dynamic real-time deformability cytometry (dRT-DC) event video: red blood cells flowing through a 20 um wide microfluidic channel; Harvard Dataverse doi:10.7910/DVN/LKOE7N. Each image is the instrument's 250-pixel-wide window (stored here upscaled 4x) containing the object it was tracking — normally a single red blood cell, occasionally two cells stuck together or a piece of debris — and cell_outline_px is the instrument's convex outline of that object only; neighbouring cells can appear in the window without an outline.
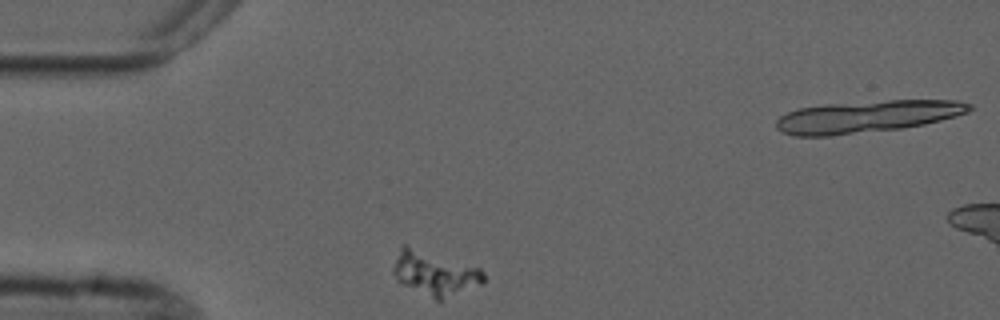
{"species": "common noctule bat (a hibernating species)", "species_latin": "Nyctalus noctula", "temperature_condition": "cold", "stored_images_in_passage": 5, "camera_frame_rate_fps": 3000, "um_per_image_px": 0.085, "animal": {"sex": "male", "forearm_length_mm": 52.5}, "frame": {"image": 1, "passage_image": 1, "time_ms": 0.0, "image_size_px": [1000, 320], "cell_outline_px": [[484, 284], [440, 300], [436, 300], [396, 280], [392, 272], [392, 268], [400, 248], [404, 244], [480, 268], [484, 272]], "centroid_in_image_um": [36.96, 23.23], "position_along_channel_um": 48.0, "area_um2": 22.89}}
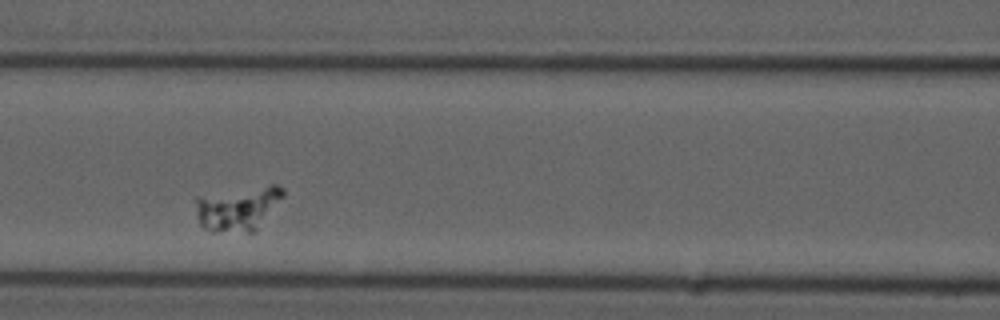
{"frame": {"image": 2, "passage_image": 4, "time_ms": 3.333, "image_size_px": [1000, 320], "cell_outline_px": [[284, 196], [256, 232], [212, 232], [204, 228], [200, 224], [196, 216], [196, 196], [272, 184], [276, 184], [284, 188]], "centroid_in_image_um": [20.23, 17.73], "position_along_channel_um": 146.4, "area_um2": 22.83}}
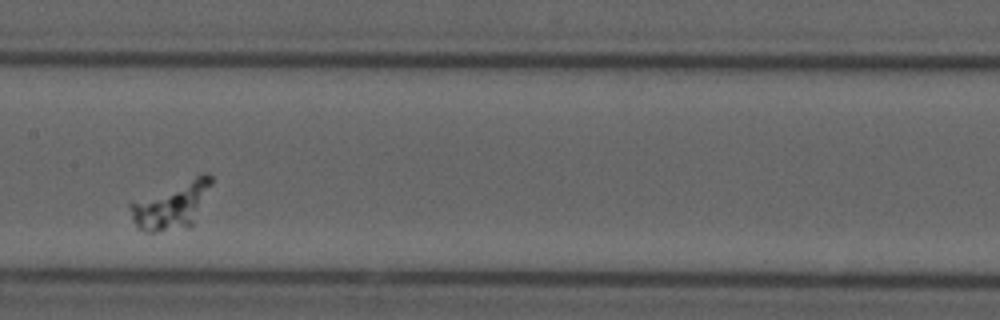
{"frame": {"image": 3, "passage_image": 5, "time_ms": 4.667, "image_size_px": [1000, 320], "cell_outline_px": [[212, 184], [192, 224], [156, 232], [144, 232], [132, 220], [128, 208], [128, 204], [200, 172], [208, 172], [212, 176]], "centroid_in_image_um": [14.59, 17.38], "position_along_channel_um": 192.8, "area_um2": 21.91}}